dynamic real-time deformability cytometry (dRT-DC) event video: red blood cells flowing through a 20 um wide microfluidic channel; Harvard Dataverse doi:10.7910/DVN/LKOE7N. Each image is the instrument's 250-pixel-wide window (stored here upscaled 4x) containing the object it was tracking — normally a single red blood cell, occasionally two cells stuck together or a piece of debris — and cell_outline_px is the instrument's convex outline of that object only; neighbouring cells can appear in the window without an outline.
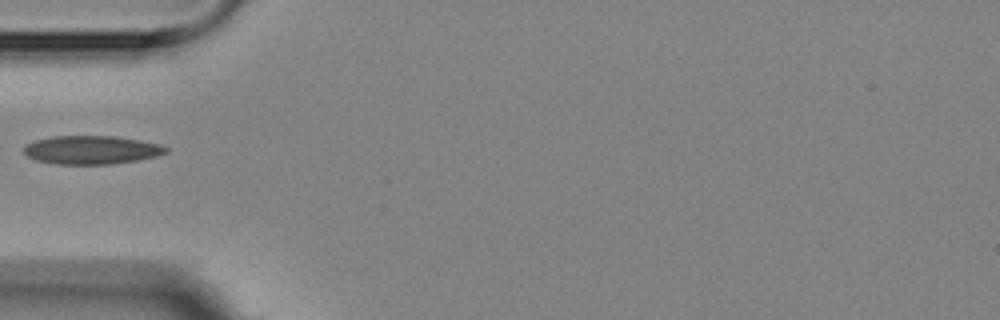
{"species": "Egyptian fruit bat (a non-hibernating species)", "species_latin": "Rousettus aegyptiacus", "temperature_condition": "room temperature", "stored_images_in_passage": 12, "camera_frame_rate_fps": 3000, "um_per_image_px": 0.085, "animal": {"sex": "female"}, "frame": {"image": 1, "passage_image": 1, "time_ms": 0.0, "image_size_px": [1000, 320], "cell_outline_px": [[168, 152], [156, 156], [136, 160], [108, 164], [56, 164], [36, 160], [28, 156], [24, 152], [24, 148], [28, 144], [36, 140], [52, 136], [116, 136], [140, 140], [160, 144], [168, 148]], "centroid_in_image_um": [7.79, 12.74], "position_along_channel_um": 77.2, "area_um2": 23.41}}
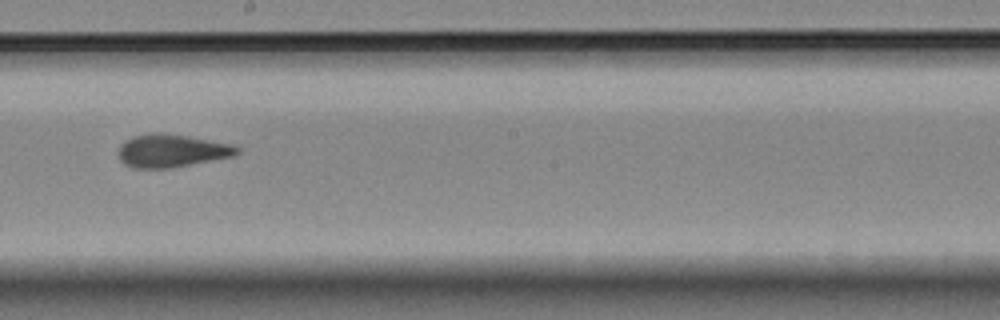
{"frame": {"image": 2, "passage_image": 5, "time_ms": 4.333, "image_size_px": [1000, 320], "cell_outline_px": [[240, 152], [232, 156], [168, 168], [136, 168], [124, 164], [120, 160], [120, 144], [132, 136], [152, 132], [160, 132], [188, 136], [232, 144], [240, 148]], "centroid_in_image_um": [14.58, 12.79], "position_along_channel_um": 233.6, "area_um2": 22.54}}
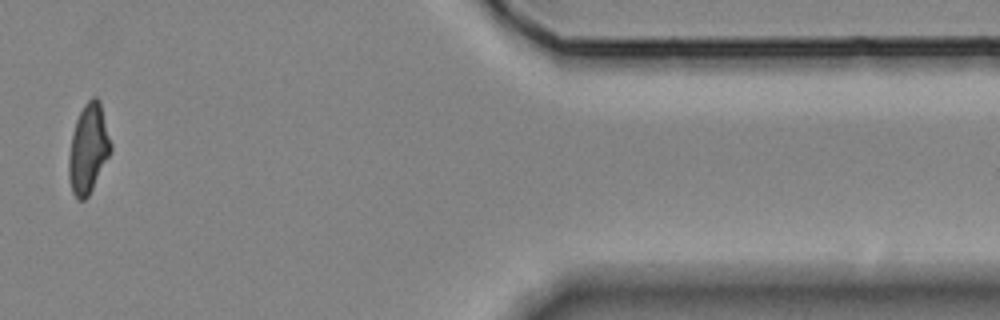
{"frame": {"image": 3, "passage_image": 10, "time_ms": 10.333, "image_size_px": [1000, 320], "cell_outline_px": [[112, 148], [88, 196], [84, 200], [76, 200], [72, 192], [68, 176], [68, 156], [72, 136], [76, 120], [84, 104], [92, 96], [96, 96], [100, 100], [112, 144]], "centroid_in_image_um": [7.5, 12.62], "position_along_channel_um": 403.9, "area_um2": 21.73}}